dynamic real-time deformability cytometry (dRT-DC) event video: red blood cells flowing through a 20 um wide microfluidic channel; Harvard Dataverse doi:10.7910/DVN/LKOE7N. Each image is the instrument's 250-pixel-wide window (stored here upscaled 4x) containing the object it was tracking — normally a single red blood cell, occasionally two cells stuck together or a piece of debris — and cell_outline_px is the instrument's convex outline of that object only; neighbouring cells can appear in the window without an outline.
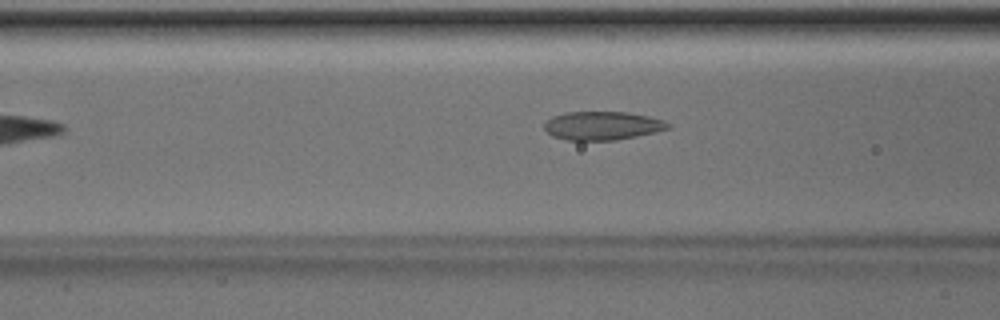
{"species": "Egyptian fruit bat (a non-hibernating species)", "species_latin": "Rousettus aegyptiacus", "temperature_condition": "room temperature", "stored_images_in_passage": 35, "camera_frame_rate_fps": 3000, "um_per_image_px": 0.085, "animal": {"sex": "male"}, "frame": {"image": 1, "passage_image": 7, "time_ms": 2.0, "image_size_px": [1000, 320], "cell_outline_px": [[672, 124], [668, 128], [636, 136], [616, 140], [564, 140], [552, 136], [544, 128], [544, 120], [552, 116], [564, 112], [628, 112], [648, 116], [664, 120]], "centroid_in_image_um": [51.15, 10.67], "position_along_channel_um": 115.5, "area_um2": 20.63}}
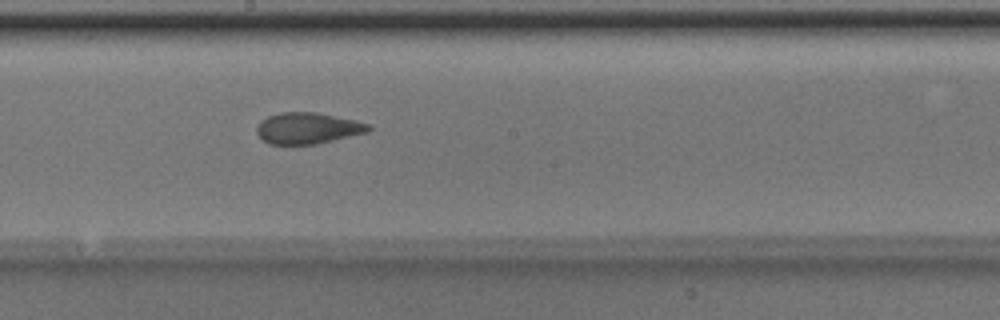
{"frame": {"image": 2, "passage_image": 15, "time_ms": 4.667, "image_size_px": [1000, 320], "cell_outline_px": [[372, 128], [368, 132], [316, 144], [268, 144], [256, 132], [256, 128], [260, 120], [268, 116], [280, 112], [316, 112], [372, 124]], "centroid_in_image_um": [26.15, 10.89], "position_along_channel_um": 222.0, "area_um2": 20.35}}
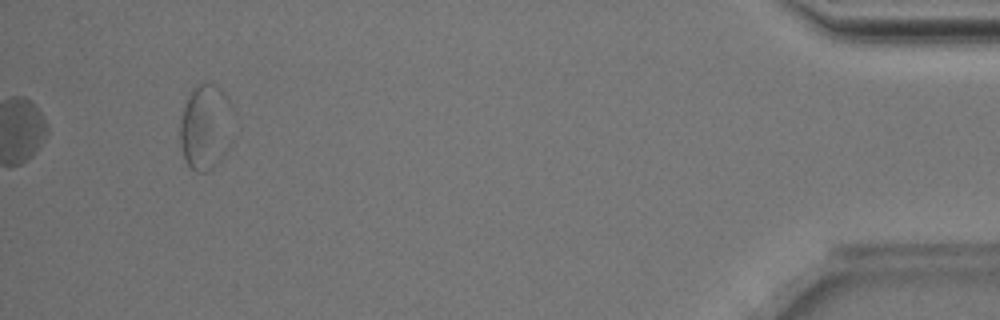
{"frame": {"image": 3, "passage_image": 35, "time_ms": 11.333, "image_size_px": [1000, 320], "cell_outline_px": [[236, 116], [224, 152], [220, 160], [212, 168], [204, 172], [196, 172], [184, 160], [180, 144], [180, 120], [188, 96], [192, 88], [196, 84], [212, 84], [220, 88], [224, 92], [232, 104], [236, 112]], "centroid_in_image_um": [17.49, 10.75], "position_along_channel_um": 417.7, "area_um2": 26.7}, "authors_computed_cell_mechanics": {"area_um2": 20.808, "velocity_mm_per_s": 4.0078, "shape_relaxation_time_tau1_ms": 8.3291, "shape_relaxation_time_tau2_ms": 1.9168, "deformation_change_tau1": 0.1642, "deformation_change_tau2": 0.0988}}